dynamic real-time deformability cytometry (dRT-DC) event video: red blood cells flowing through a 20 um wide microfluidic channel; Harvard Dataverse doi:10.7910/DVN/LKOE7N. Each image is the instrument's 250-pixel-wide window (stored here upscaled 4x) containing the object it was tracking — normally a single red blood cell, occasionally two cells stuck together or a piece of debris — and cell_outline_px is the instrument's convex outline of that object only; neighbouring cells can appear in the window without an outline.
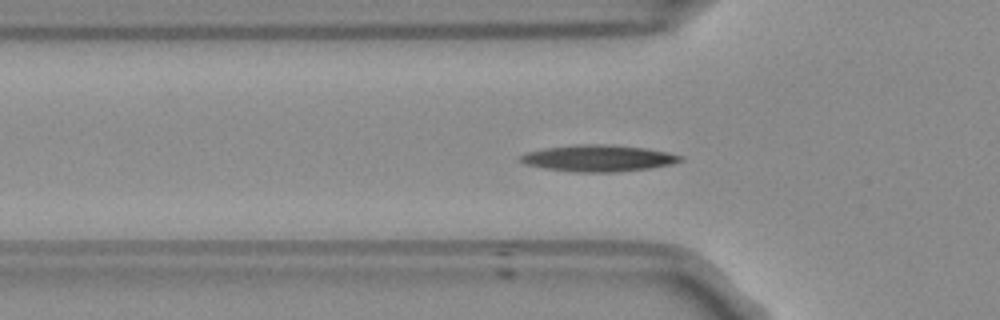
{"species": "Egyptian fruit bat (a non-hibernating species)", "species_latin": "Rousettus aegyptiacus", "temperature_condition": "room temperature", "stored_images_in_passage": 42, "camera_frame_rate_fps": 3000, "um_per_image_px": 0.085, "frame": {"image": 1, "passage_image": 11, "time_ms": 3.333, "image_size_px": [1000, 320], "cell_outline_px": [[684, 160], [672, 164], [648, 168], [620, 172], [572, 172], [544, 168], [524, 164], [520, 160], [520, 156], [524, 152], [544, 148], [580, 144], [608, 144], [644, 148], [668, 152], [684, 156]], "centroid_in_image_um": [50.85, 13.45], "position_along_channel_um": 74.9, "area_um2": 24.91}}
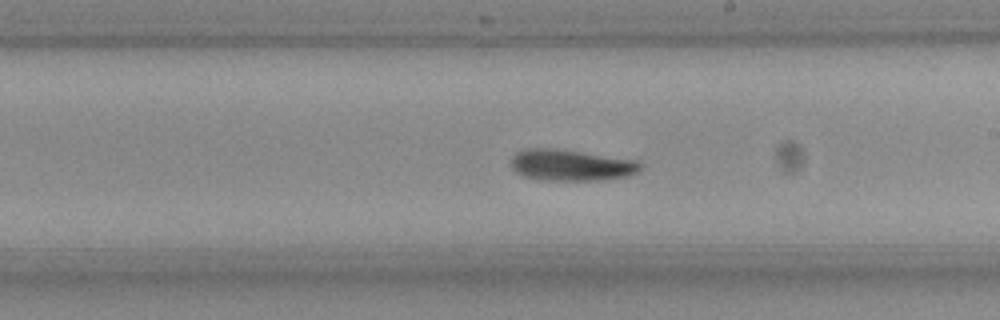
{"frame": {"image": 2, "passage_image": 24, "time_ms": 7.667, "image_size_px": [1000, 320], "cell_outline_px": [[644, 164], [636, 172], [628, 176], [600, 180], [540, 180], [524, 176], [516, 172], [512, 168], [512, 156], [516, 152], [524, 148], [552, 148], [636, 160]], "centroid_in_image_um": [48.51, 14.04], "position_along_channel_um": 240.5, "area_um2": 23.47}}
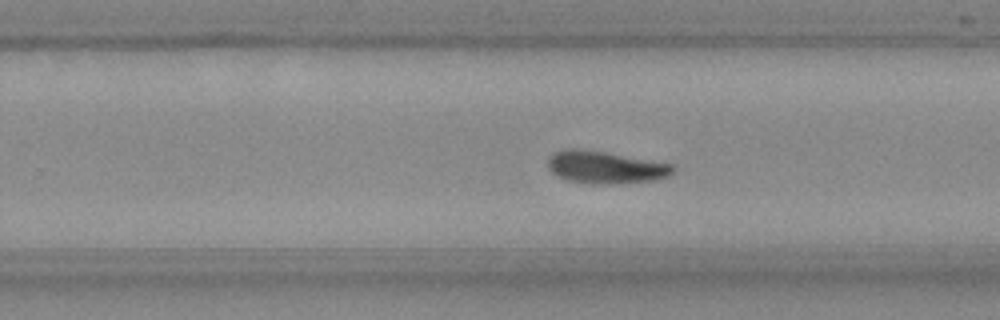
{"frame": {"image": 3, "passage_image": 27, "time_ms": 8.667, "image_size_px": [1000, 320], "cell_outline_px": [[676, 168], [668, 176], [656, 180], [596, 184], [568, 180], [552, 172], [548, 168], [548, 156], [552, 152], [564, 148], [580, 148], [604, 152], [672, 164]], "centroid_in_image_um": [51.41, 14.19], "position_along_channel_um": 278.4, "area_um2": 23.35}, "authors_computed_cell_mechanics": {"area_um2": 22.5709, "velocity_mm_per_s": 3.8018, "shape_relaxation_time_tau1_ms": 5.3289, "shape_relaxation_time_tau2_ms": 7.9411, "deformation_change_tau1": 0.1654, "deformation_change_tau2": 0.1559}}